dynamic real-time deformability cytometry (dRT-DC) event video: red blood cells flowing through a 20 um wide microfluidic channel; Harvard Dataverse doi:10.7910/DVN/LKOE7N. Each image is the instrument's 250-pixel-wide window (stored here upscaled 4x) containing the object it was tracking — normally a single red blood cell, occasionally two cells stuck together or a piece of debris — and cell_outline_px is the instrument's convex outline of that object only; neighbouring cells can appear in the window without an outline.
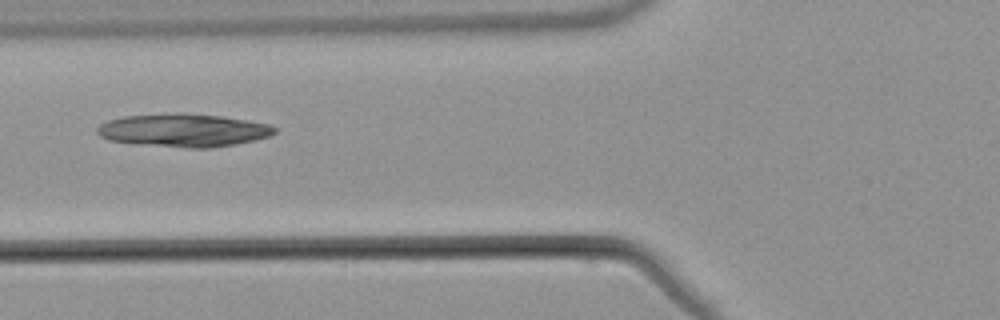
{"species": "common noctule bat (a hibernating species)", "species_latin": "Nyctalus noctula", "temperature_condition": "warm", "stored_images_in_passage": 6, "camera_frame_rate_fps": 3000, "um_per_image_px": 0.085, "animal": {"sex": "male", "body_mass_g": 21.5, "forearm_length_mm": 52.0}, "frame": {"image": 1, "passage_image": 6, "time_ms": 6.667, "image_size_px": [1000, 320], "cell_outline_px": [[276, 132], [272, 136], [256, 140], [236, 144], [208, 148], [188, 148], [108, 140], [100, 136], [96, 132], [96, 128], [100, 124], [108, 120], [124, 116], [180, 112], [184, 112], [220, 116], [248, 120], [268, 124], [276, 128]], "centroid_in_image_um": [15.63, 11.06], "position_along_channel_um": 110.2, "area_um2": 34.22}}